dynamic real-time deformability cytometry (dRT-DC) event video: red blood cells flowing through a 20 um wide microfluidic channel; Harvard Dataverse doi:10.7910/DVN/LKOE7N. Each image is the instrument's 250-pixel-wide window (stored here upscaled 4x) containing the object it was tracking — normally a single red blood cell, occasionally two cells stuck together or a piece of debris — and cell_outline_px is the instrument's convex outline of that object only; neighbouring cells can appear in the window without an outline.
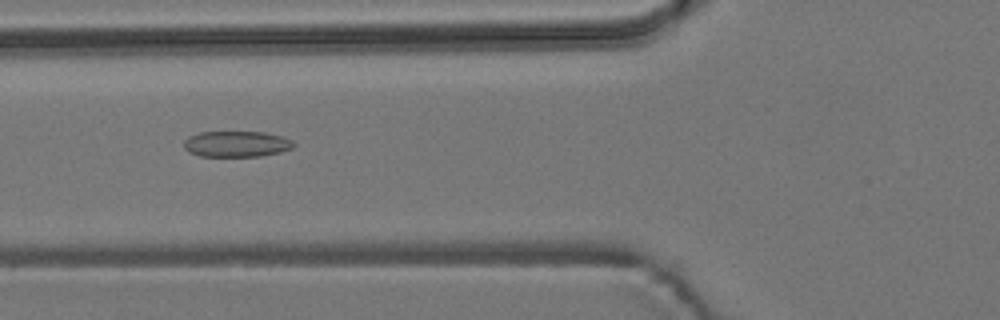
{"species": "common noctule bat (a hibernating species)", "species_latin": "Nyctalus noctula", "temperature_condition": "room temperature", "stored_images_in_passage": 23, "camera_frame_rate_fps": 3000, "um_per_image_px": 0.085, "animal": {"sex": "male", "body_mass_g": 19.2, "forearm_length_mm": 51.8}, "frame": {"image": 1, "passage_image": 4, "time_ms": 1.0, "image_size_px": [1000, 320], "cell_outline_px": [[296, 144], [292, 148], [280, 152], [260, 156], [200, 156], [188, 152], [184, 148], [184, 140], [188, 136], [200, 132], [264, 132], [280, 136], [292, 140]], "centroid_in_image_um": [20.08, 12.24], "position_along_channel_um": 105.7, "area_um2": 16.59}}
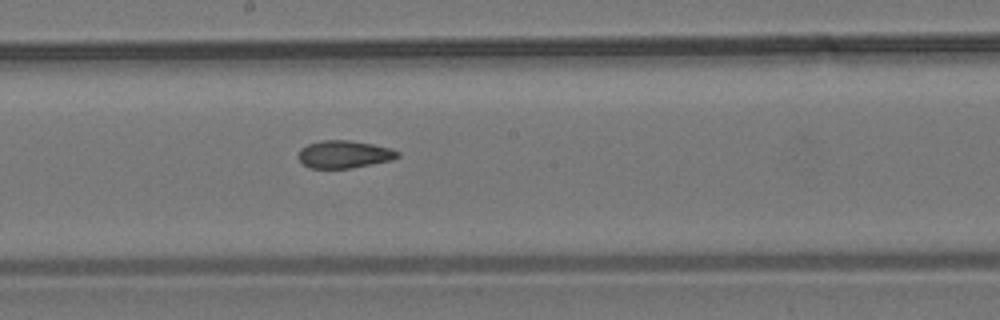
{"frame": {"image": 2, "passage_image": 13, "time_ms": 4.0, "image_size_px": [1000, 320], "cell_outline_px": [[400, 156], [392, 160], [352, 168], [308, 168], [300, 160], [300, 148], [308, 144], [320, 140], [348, 140], [372, 144], [392, 148], [400, 152]], "centroid_in_image_um": [29.29, 13.11], "position_along_channel_um": 218.9, "area_um2": 15.95}}
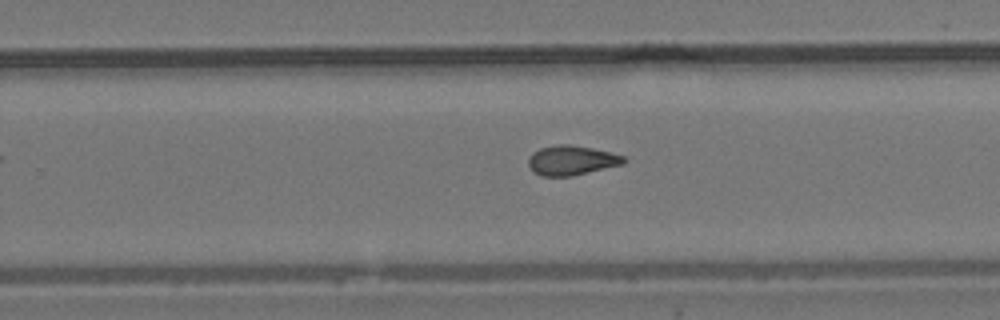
{"frame": {"image": 3, "passage_image": 18, "time_ms": 5.667, "image_size_px": [1000, 320], "cell_outline_px": [[628, 160], [624, 164], [572, 176], [544, 176], [532, 172], [528, 164], [528, 156], [532, 152], [540, 148], [560, 144], [568, 144], [592, 148], [624, 156]], "centroid_in_image_um": [48.56, 13.63], "position_along_channel_um": 281.2, "area_um2": 16.53}}